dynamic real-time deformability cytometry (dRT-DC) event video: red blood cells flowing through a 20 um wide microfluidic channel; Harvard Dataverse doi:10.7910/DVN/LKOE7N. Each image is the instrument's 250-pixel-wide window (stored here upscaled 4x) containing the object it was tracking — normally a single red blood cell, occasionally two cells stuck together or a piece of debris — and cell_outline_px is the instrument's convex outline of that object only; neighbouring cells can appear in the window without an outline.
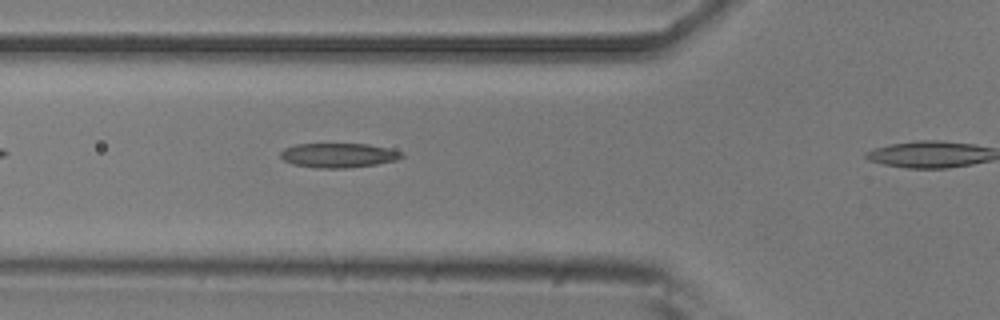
{"species": "common noctule bat (a hibernating species)", "species_latin": "Nyctalus noctula", "temperature_condition": "room temperature", "stored_images_in_passage": 5, "camera_frame_rate_fps": 3000, "um_per_image_px": 0.085, "animal": {"sex": "male", "body_mass_g": 20.5, "forearm_length_mm": 52.5}, "frame": {"image": 1, "passage_image": 4, "time_ms": 1.0, "image_size_px": [1000, 320], "cell_outline_px": [[404, 156], [396, 160], [376, 164], [348, 168], [316, 168], [292, 164], [284, 160], [280, 156], [280, 152], [284, 148], [296, 144], [368, 144], [388, 148], [404, 152]], "centroid_in_image_um": [28.77, 13.2], "position_along_channel_um": 97.0, "area_um2": 17.34}}